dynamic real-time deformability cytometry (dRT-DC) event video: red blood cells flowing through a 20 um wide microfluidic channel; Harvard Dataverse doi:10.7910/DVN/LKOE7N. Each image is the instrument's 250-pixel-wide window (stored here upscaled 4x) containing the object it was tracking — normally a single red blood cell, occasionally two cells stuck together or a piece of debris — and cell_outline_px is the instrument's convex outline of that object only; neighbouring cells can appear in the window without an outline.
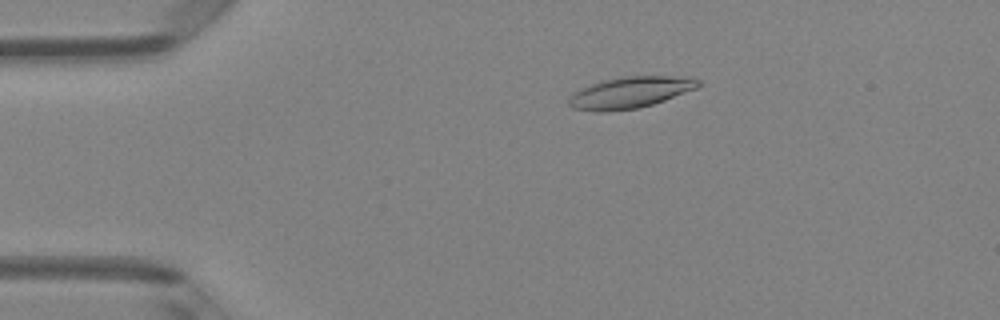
{"species": "Egyptian fruit bat (a non-hibernating species)", "species_latin": "Rousettus aegyptiacus", "temperature_condition": "room temperature", "stored_images_in_passage": 6, "camera_frame_rate_fps": 3000, "um_per_image_px": 0.085, "animal": {"sex": "female"}, "frame": {"image": 1, "passage_image": 3, "time_ms": 2.333, "image_size_px": [1000, 320], "cell_outline_px": [[700, 84], [696, 88], [664, 100], [652, 104], [636, 108], [608, 112], [596, 112], [572, 108], [568, 104], [568, 100], [572, 92], [592, 84], [604, 80], [624, 76], [688, 76], [700, 80]], "centroid_in_image_um": [53.54, 7.86], "position_along_channel_um": 31.5, "area_um2": 23.64}}
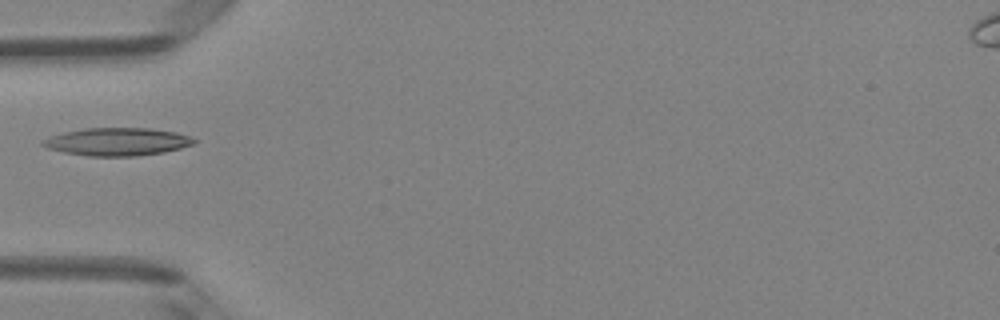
{"frame": {"image": 2, "passage_image": 5, "time_ms": 4.667, "image_size_px": [1000, 320], "cell_outline_px": [[196, 144], [164, 152], [136, 156], [88, 156], [64, 152], [48, 148], [40, 144], [40, 140], [48, 136], [64, 132], [84, 128], [152, 128], [176, 132], [188, 136], [196, 140]], "centroid_in_image_um": [9.94, 12.04], "position_along_channel_um": 75.1, "area_um2": 24.68}}
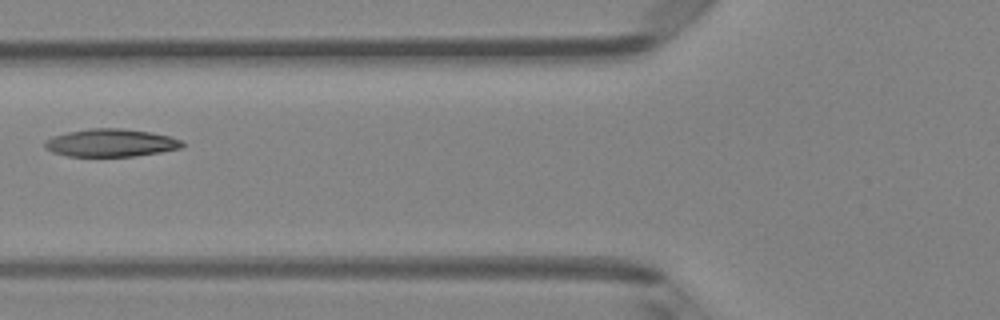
{"frame": {"image": 3, "passage_image": 6, "time_ms": 5.667, "image_size_px": [1000, 320], "cell_outline_px": [[184, 144], [180, 148], [160, 152], [136, 156], [68, 156], [52, 152], [44, 148], [44, 140], [52, 136], [68, 132], [88, 128], [120, 128], [148, 132], [172, 136], [180, 140]], "centroid_in_image_um": [9.38, 12.14], "position_along_channel_um": 116.4, "area_um2": 22.25}}